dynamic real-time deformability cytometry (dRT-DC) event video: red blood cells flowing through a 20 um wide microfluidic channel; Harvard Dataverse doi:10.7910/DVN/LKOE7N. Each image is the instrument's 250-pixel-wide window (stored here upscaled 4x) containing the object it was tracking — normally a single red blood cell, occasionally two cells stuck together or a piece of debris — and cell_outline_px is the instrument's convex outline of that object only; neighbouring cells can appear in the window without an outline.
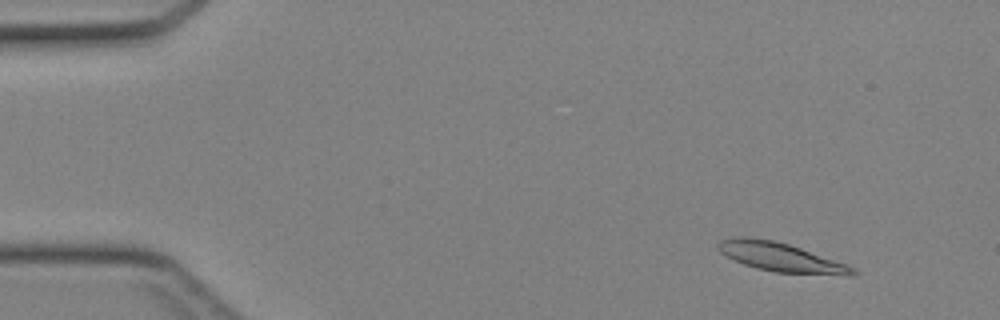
{"species": "Egyptian fruit bat (a non-hibernating species)", "species_latin": "Rousettus aegyptiacus", "temperature_condition": "cold", "stored_images_in_passage": 44, "camera_frame_rate_fps": 3000, "um_per_image_px": 0.085, "animal": {"sex": "female"}, "frame": {"image": 1, "passage_image": 4, "time_ms": 1.0, "image_size_px": [1000, 320], "cell_outline_px": [[856, 276], [844, 276], [776, 272], [756, 268], [744, 264], [720, 252], [716, 248], [716, 244], [720, 240], [740, 236], [748, 236], [772, 240], [788, 244], [800, 248], [856, 268]], "centroid_in_image_um": [66.37, 21.87], "position_along_channel_um": 18.6, "area_um2": 22.6}}
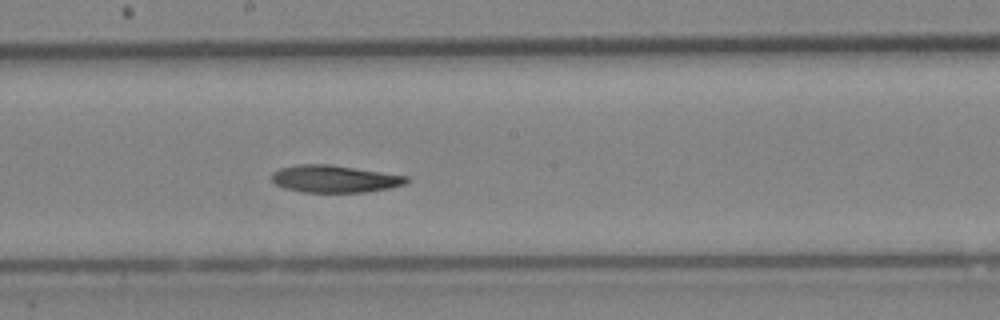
{"frame": {"image": 2, "passage_image": 24, "time_ms": 7.667, "image_size_px": [1000, 320], "cell_outline_px": [[412, 180], [408, 184], [368, 192], [304, 192], [284, 188], [276, 184], [272, 180], [272, 172], [280, 168], [296, 164], [328, 164], [408, 176]], "centroid_in_image_um": [28.47, 15.2], "position_along_channel_um": 219.7, "area_um2": 21.5}}
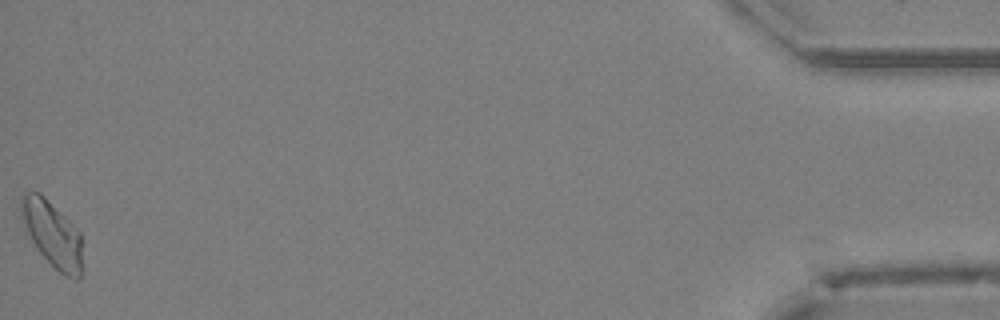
{"frame": {"image": 3, "passage_image": 44, "time_ms": 14.333, "image_size_px": [1000, 320], "cell_outline_px": [[84, 268], [80, 280], [76, 280], [60, 272], [36, 248], [20, 216], [20, 196], [24, 192], [40, 192], [80, 232]], "centroid_in_image_um": [4.47, 19.91], "position_along_channel_um": 430.7, "area_um2": 23.52}}